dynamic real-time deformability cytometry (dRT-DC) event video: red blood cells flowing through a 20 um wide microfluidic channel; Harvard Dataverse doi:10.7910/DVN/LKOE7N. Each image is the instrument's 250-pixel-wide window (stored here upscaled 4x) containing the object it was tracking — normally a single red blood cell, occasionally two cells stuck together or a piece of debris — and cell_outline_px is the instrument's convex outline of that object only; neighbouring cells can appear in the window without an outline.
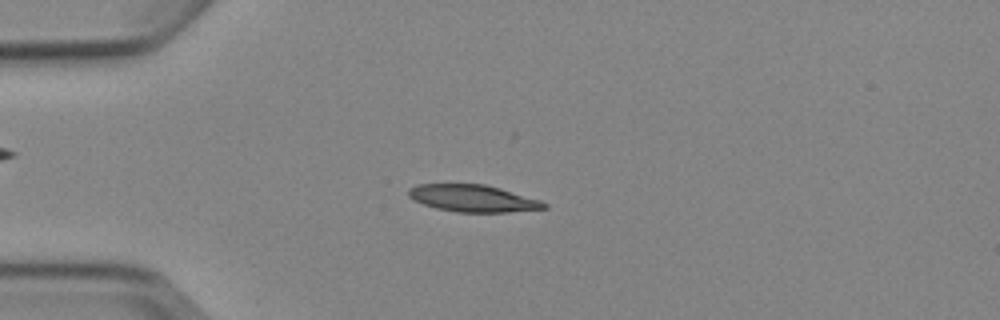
{"species": "Egyptian fruit bat (a non-hibernating species)", "species_latin": "Rousettus aegyptiacus", "temperature_condition": "cold", "stored_images_in_passage": 4, "camera_frame_rate_fps": 3000, "um_per_image_px": 0.085, "animal": {"sex": "female"}, "frame": {"image": 1, "passage_image": 3, "time_ms": 2.667, "image_size_px": [1000, 320], "cell_outline_px": [[548, 208], [508, 212], [456, 212], [436, 208], [412, 200], [408, 196], [408, 188], [416, 184], [484, 184], [500, 188], [540, 200], [548, 204]], "centroid_in_image_um": [40.17, 16.86], "position_along_channel_um": 44.8, "area_um2": 21.39}}